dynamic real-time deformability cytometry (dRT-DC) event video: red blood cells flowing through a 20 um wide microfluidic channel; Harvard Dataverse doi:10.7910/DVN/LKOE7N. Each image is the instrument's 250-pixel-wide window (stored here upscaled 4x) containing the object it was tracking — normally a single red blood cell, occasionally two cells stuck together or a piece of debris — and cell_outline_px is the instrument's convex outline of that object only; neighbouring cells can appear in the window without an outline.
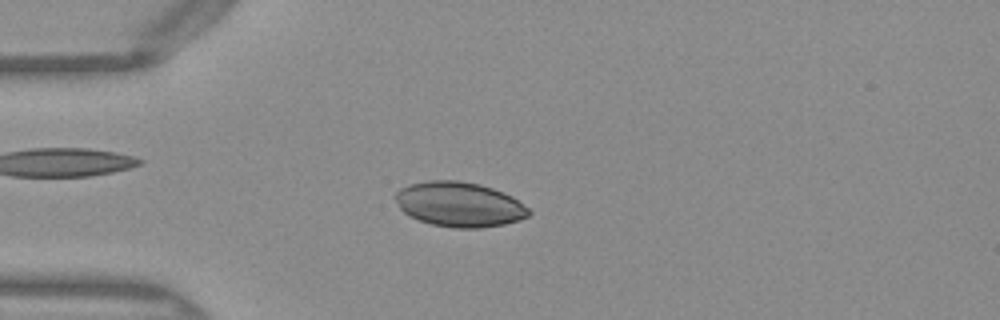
{"species": "Egyptian fruit bat (a non-hibernating species)", "species_latin": "Rousettus aegyptiacus", "temperature_condition": "warm", "stored_images_in_passage": 49, "camera_frame_rate_fps": 3000, "um_per_image_px": 0.085, "frame": {"image": 1, "passage_image": 12, "time_ms": 3.667, "image_size_px": [1000, 320], "cell_outline_px": [[532, 212], [528, 216], [520, 220], [504, 224], [480, 228], [456, 228], [432, 224], [408, 216], [400, 208], [396, 200], [396, 192], [400, 188], [408, 184], [432, 180], [460, 180], [480, 184], [504, 192], [512, 196], [528, 208]], "centroid_in_image_um": [39.06, 17.36], "position_along_channel_um": 45.9, "area_um2": 34.91}}
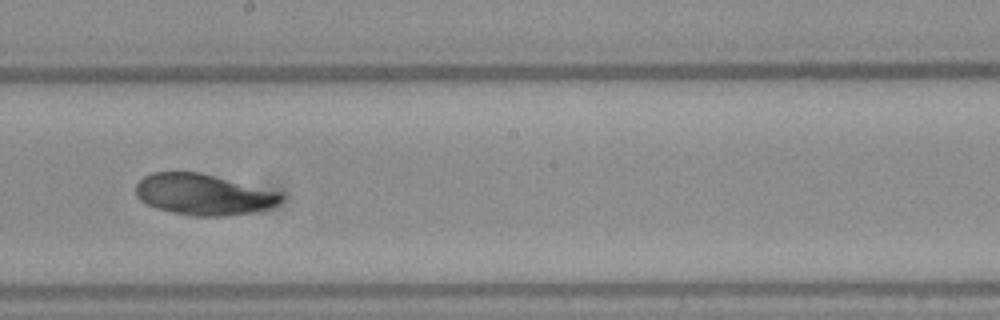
{"frame": {"image": 2, "passage_image": 27, "time_ms": 8.667, "image_size_px": [1000, 320], "cell_outline_px": [[284, 196], [272, 208], [252, 212], [228, 216], [192, 216], [172, 212], [156, 208], [140, 200], [136, 196], [136, 184], [144, 176], [152, 172], [200, 172], [280, 192]], "centroid_in_image_um": [17.28, 16.53], "position_along_channel_um": 230.9, "area_um2": 34.74}}
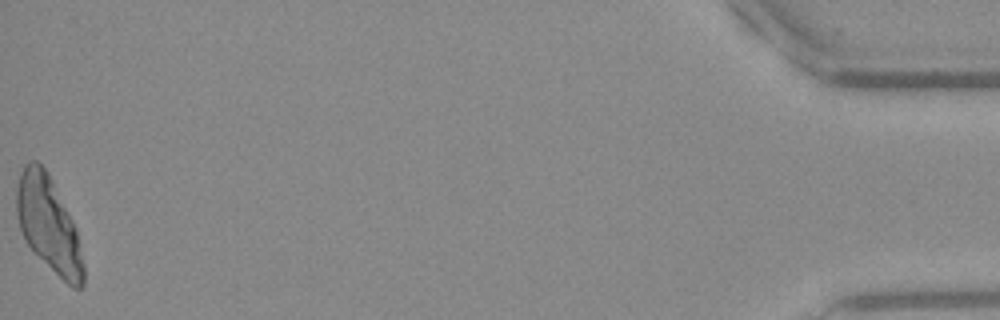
{"frame": {"image": 3, "passage_image": 49, "time_ms": 16.0, "image_size_px": [1000, 320], "cell_outline_px": [[84, 284], [80, 288], [72, 288], [28, 244], [20, 228], [16, 216], [16, 188], [20, 172], [24, 164], [28, 160], [36, 160], [48, 172], [76, 228], [84, 264]], "centroid_in_image_um": [4.12, 19.01], "position_along_channel_um": 431.1, "area_um2": 36.47}}